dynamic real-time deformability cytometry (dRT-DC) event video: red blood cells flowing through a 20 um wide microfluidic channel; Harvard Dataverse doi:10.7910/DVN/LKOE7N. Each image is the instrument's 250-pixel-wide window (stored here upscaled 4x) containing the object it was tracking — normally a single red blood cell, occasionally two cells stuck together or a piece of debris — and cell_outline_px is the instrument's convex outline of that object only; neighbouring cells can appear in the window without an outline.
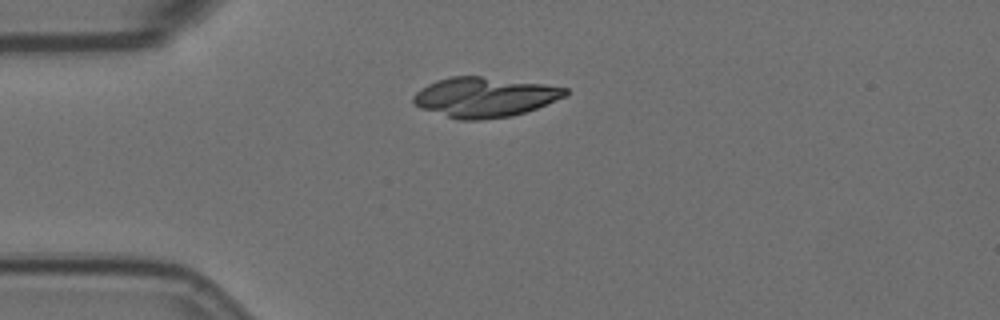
{"species": "Egyptian fruit bat (a non-hibernating species)", "species_latin": "Rousettus aegyptiacus", "temperature_condition": "room temperature", "stored_images_in_passage": 44, "camera_frame_rate_fps": 3000, "um_per_image_px": 0.085, "animal": {"sex": "female"}, "frame": {"image": 1, "passage_image": 1, "time_ms": 0.0, "image_size_px": [1000, 320], "cell_outline_px": [[568, 92], [564, 96], [536, 108], [512, 116], [480, 120], [456, 120], [420, 108], [412, 100], [412, 96], [420, 88], [436, 80], [452, 76], [480, 76], [544, 84], [568, 88]], "centroid_in_image_um": [41.13, 8.26], "position_along_channel_um": 43.9, "area_um2": 35.2}, "authors_computed_cell_mechanics": {"area_um2": 21.6172, "velocity_mm_per_s": 3.4972, "shape_relaxation_time_tau1_ms": 6.3391, "shape_relaxation_time_tau2_ms": 3.8824, "deformation_change_tau1": 0.1743, "deformation_change_tau2": 0.0713}}